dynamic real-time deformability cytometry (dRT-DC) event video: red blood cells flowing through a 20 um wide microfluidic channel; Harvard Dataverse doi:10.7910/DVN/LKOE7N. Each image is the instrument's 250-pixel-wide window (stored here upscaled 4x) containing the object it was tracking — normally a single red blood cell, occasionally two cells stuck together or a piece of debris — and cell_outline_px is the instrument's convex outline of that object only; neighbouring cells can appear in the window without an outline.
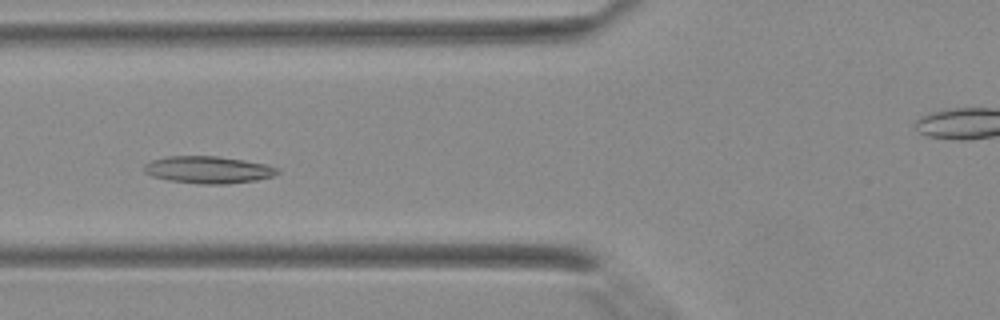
{"species": "Egyptian fruit bat (a non-hibernating species)", "species_latin": "Rousettus aegyptiacus", "temperature_condition": "warm", "stored_images_in_passage": 3, "camera_frame_rate_fps": 3000, "um_per_image_px": 0.085, "animal": {"sex": "female"}, "frame": {"image": 1, "passage_image": 3, "time_ms": 0.667, "image_size_px": [1000, 320], "cell_outline_px": [[280, 172], [272, 176], [256, 180], [228, 184], [200, 184], [168, 180], [152, 176], [144, 172], [144, 164], [152, 160], [168, 156], [216, 156], [244, 160], [264, 164], [280, 168]], "centroid_in_image_um": [17.7, 14.43], "position_along_channel_um": 108.1, "area_um2": 21.1}}